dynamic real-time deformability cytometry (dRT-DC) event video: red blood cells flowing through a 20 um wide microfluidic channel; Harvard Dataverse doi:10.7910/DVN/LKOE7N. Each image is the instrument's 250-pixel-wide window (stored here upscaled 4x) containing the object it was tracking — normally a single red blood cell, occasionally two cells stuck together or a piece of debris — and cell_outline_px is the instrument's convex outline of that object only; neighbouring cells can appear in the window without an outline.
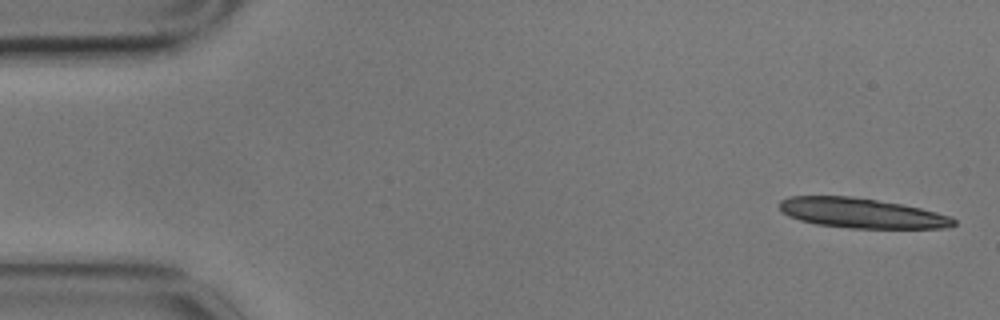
{"species": "common noctule bat (a hibernating species)", "species_latin": "Nyctalus noctula", "temperature_condition": "cold", "stored_images_in_passage": 5, "camera_frame_rate_fps": 3000, "um_per_image_px": 0.085, "animal": {"sex": "male", "body_mass_g": 17.9}, "frame": {"image": 1, "passage_image": 1, "time_ms": 0.0, "image_size_px": [1000, 320], "cell_outline_px": [[956, 224], [944, 228], [848, 228], [816, 224], [800, 220], [788, 216], [780, 208], [780, 200], [788, 196], [852, 196], [900, 204], [920, 208], [952, 216], [956, 220]], "centroid_in_image_um": [73.23, 18.11], "position_along_channel_um": 11.8, "area_um2": 30.29}}